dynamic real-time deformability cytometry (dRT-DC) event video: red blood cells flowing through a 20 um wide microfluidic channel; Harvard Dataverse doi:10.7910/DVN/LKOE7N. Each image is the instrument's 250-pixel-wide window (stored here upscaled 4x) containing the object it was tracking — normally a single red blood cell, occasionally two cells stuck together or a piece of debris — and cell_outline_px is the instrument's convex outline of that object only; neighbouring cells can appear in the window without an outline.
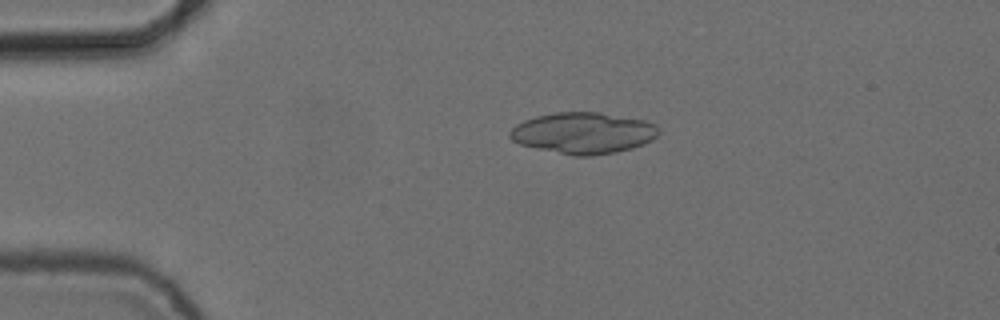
{"species": "common noctule bat (a hibernating species)", "species_latin": "Nyctalus noctula", "temperature_condition": "cold", "stored_images_in_passage": 3, "camera_frame_rate_fps": 3000, "um_per_image_px": 0.085, "animal": {"sex": "female", "body_mass_g": 24.6, "forearm_length_mm": 56.2}, "frame": {"image": 1, "passage_image": 2, "time_ms": 0.333, "image_size_px": [1000, 320], "cell_outline_px": [[660, 132], [652, 140], [644, 144], [632, 148], [616, 152], [592, 156], [572, 156], [536, 148], [520, 144], [512, 140], [508, 136], [508, 132], [516, 124], [524, 120], [536, 116], [552, 112], [596, 112], [644, 120], [656, 124]], "centroid_in_image_um": [49.56, 11.31], "position_along_channel_um": 35.4, "area_um2": 35.95}}